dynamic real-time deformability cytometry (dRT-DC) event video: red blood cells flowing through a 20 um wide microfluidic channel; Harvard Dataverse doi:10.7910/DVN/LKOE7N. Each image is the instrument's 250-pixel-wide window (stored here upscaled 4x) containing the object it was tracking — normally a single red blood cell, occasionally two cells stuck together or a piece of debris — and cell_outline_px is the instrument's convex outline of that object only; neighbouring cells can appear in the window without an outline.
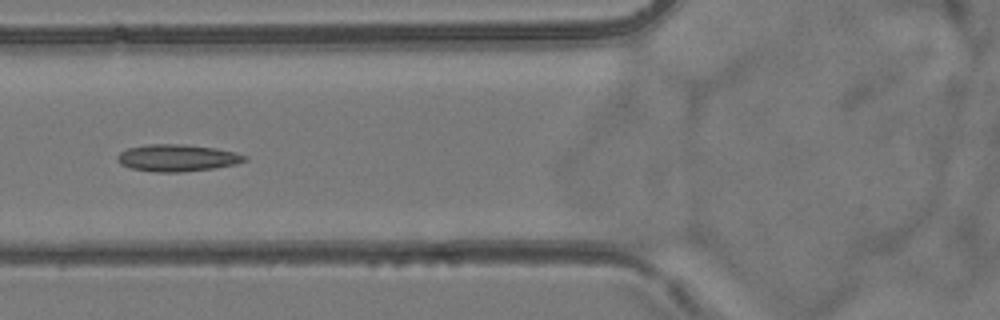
{"species": "common noctule bat (a hibernating species)", "species_latin": "Nyctalus noctula", "temperature_condition": "room temperature", "stored_images_in_passage": 7, "camera_frame_rate_fps": 3000, "um_per_image_px": 0.085, "animal": {"sex": "female", "body_mass_g": 24.6, "forearm_length_mm": 56.2}, "frame": {"image": 1, "passage_image": 6, "time_ms": 5.667, "image_size_px": [1000, 320], "cell_outline_px": [[248, 160], [236, 164], [216, 168], [184, 172], [156, 172], [132, 168], [120, 164], [116, 160], [116, 156], [120, 152], [128, 148], [148, 144], [184, 144], [216, 148], [236, 152], [248, 156]], "centroid_in_image_um": [15.09, 13.42], "position_along_channel_um": 110.7, "area_um2": 20.23}}
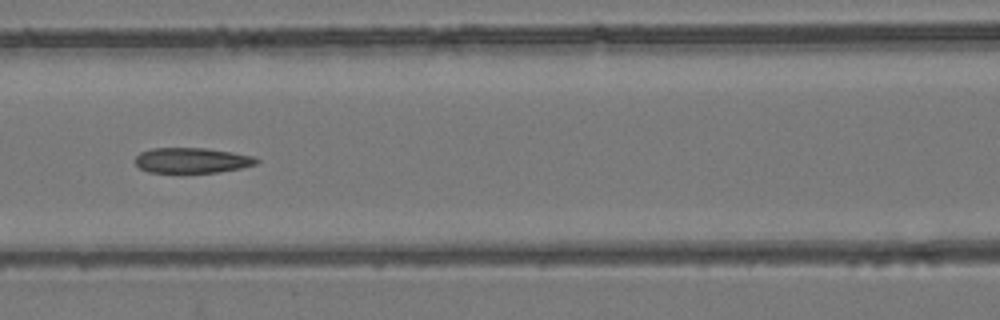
{"frame": {"image": 2, "passage_image": 7, "time_ms": 6.667, "image_size_px": [1000, 320], "cell_outline_px": [[260, 160], [256, 164], [240, 168], [216, 172], [148, 172], [140, 168], [136, 164], [136, 156], [140, 152], [152, 148], [204, 148], [232, 152], [252, 156]], "centroid_in_image_um": [16.3, 13.62], "position_along_channel_um": 150.3, "area_um2": 17.69}}